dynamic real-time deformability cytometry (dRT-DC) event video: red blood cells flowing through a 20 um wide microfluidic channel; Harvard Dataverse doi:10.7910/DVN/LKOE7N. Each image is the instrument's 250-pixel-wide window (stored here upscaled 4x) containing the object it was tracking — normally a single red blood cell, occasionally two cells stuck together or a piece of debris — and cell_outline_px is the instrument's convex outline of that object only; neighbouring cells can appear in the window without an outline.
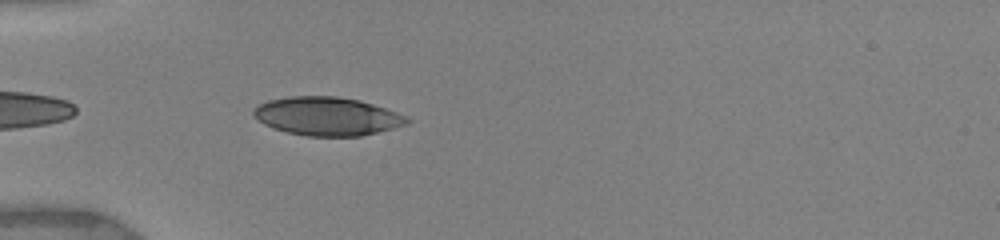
{"species": "human", "species_latin": "Homo sapiens", "temperature_condition": "warm", "stored_images_in_passage": 6, "camera_frame_rate_fps": 3000, "um_per_image_px": 0.085, "donor": {"sex": "female"}, "frame": {"image": 1, "passage_image": 6, "time_ms": 5.333, "image_size_px": [1000, 240], "cell_outline_px": [[412, 120], [408, 124], [360, 136], [308, 136], [288, 132], [272, 128], [264, 124], [252, 116], [252, 112], [260, 104], [268, 100], [288, 96], [336, 96], [360, 100], [396, 112]], "centroid_in_image_um": [27.78, 9.88], "position_along_channel_um": 57.2, "area_um2": 34.22}}